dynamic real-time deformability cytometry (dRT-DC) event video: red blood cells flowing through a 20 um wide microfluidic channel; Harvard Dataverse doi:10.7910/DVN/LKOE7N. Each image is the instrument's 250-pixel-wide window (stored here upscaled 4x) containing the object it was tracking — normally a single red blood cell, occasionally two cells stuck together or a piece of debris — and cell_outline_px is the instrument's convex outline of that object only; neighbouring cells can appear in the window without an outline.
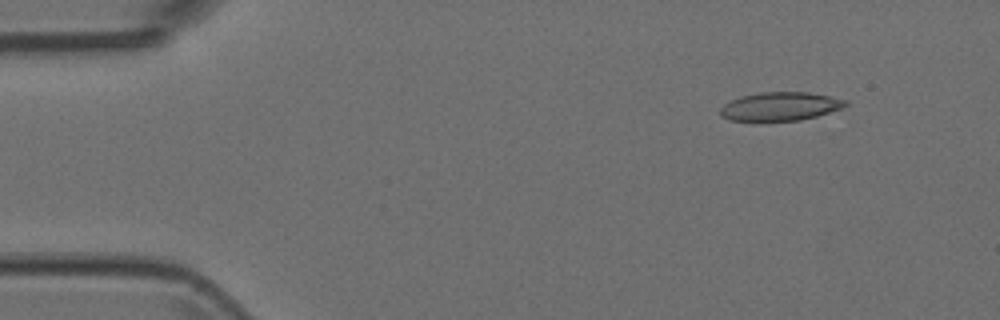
{"species": "Egyptian fruit bat (a non-hibernating species)", "species_latin": "Rousettus aegyptiacus", "temperature_condition": "room temperature", "stored_images_in_passage": 5, "segment_of_instrument_passage": [2, 2], "camera_frame_rate_fps": 3000, "um_per_image_px": 0.085, "animal": {"sex": "female"}, "frame": {"image": 1, "passage_image": 5, "time_ms": 1.333, "image_size_px": [1000, 320], "cell_outline_px": [[848, 104], [840, 108], [816, 116], [800, 120], [760, 124], [728, 120], [720, 116], [720, 108], [724, 104], [740, 96], [760, 92], [808, 92], [848, 100]], "centroid_in_image_um": [66.22, 9.09], "position_along_channel_um": 18.8, "area_um2": 21.62}}